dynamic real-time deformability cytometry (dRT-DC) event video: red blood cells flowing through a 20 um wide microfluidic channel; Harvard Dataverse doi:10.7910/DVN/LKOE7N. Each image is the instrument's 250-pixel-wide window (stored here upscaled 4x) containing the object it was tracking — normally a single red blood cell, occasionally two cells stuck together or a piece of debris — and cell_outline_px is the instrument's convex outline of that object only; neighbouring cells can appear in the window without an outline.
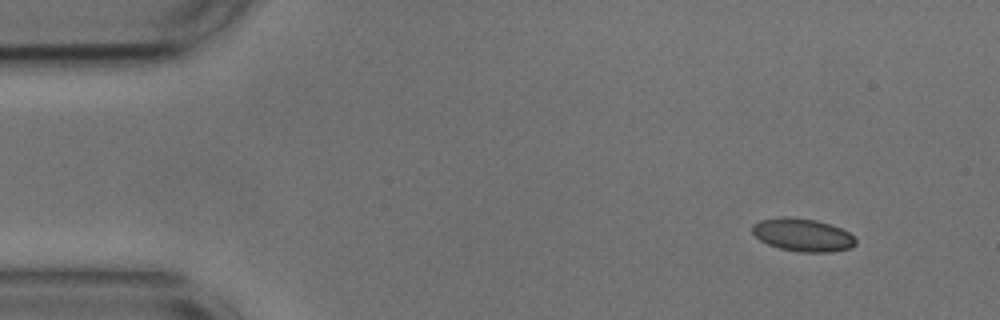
{"species": "common noctule bat (a hibernating species)", "species_latin": "Nyctalus noctula", "temperature_condition": "cold", "stored_images_in_passage": 50, "camera_frame_rate_fps": 3000, "um_per_image_px": 0.085, "animal": {"sex": "male", "body_mass_g": 17.9, "forearm_length_mm": 54.2}, "frame": {"image": 1, "passage_image": 1, "time_ms": 0.0, "image_size_px": [1000, 320], "cell_outline_px": [[856, 244], [848, 248], [832, 252], [800, 252], [780, 248], [768, 244], [760, 240], [752, 232], [752, 224], [760, 220], [780, 216], [788, 216], [816, 220], [840, 228], [848, 232], [856, 240]], "centroid_in_image_um": [68.19, 19.96], "position_along_channel_um": 16.8, "area_um2": 19.77}}
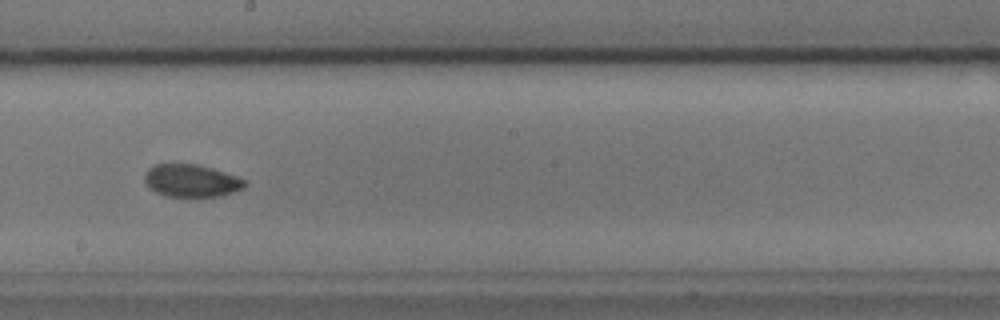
{"frame": {"image": 2, "passage_image": 26, "time_ms": 8.333, "image_size_px": [1000, 320], "cell_outline_px": [[248, 184], [244, 188], [220, 196], [164, 196], [156, 192], [144, 180], [144, 176], [148, 168], [156, 164], [196, 164], [212, 168], [236, 176], [244, 180]], "centroid_in_image_um": [16.27, 15.35], "position_along_channel_um": 231.9, "area_um2": 18.79}}
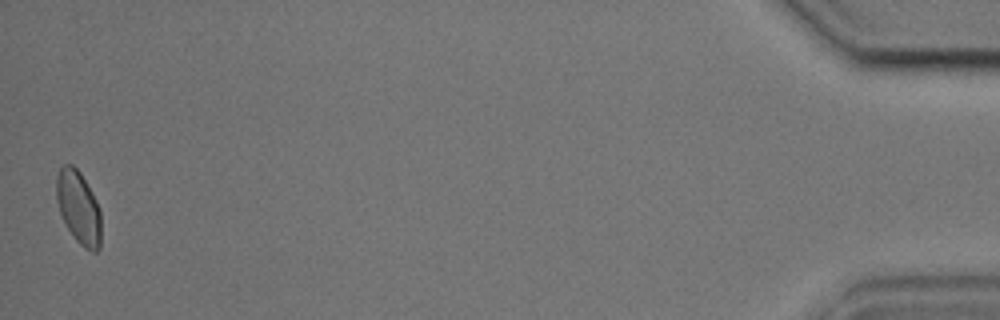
{"frame": {"image": 3, "passage_image": 50, "time_ms": 16.333, "image_size_px": [1000, 320], "cell_outline_px": [[100, 248], [96, 252], [92, 252], [84, 248], [76, 240], [68, 228], [60, 212], [56, 200], [56, 176], [60, 168], [64, 164], [72, 164], [80, 172], [96, 200], [100, 208]], "centroid_in_image_um": [6.67, 17.63], "position_along_channel_um": 428.5, "area_um2": 18.9}, "authors_computed_cell_mechanics": {"area_um2": 19.2474, "velocity_mm_per_s": 3.6339, "shape_relaxation_time_tau1_ms": null, "shape_relaxation_time_tau2_ms": 2.1733, "deformation_change_tau1": null, "deformation_change_tau2": 0.0514}}